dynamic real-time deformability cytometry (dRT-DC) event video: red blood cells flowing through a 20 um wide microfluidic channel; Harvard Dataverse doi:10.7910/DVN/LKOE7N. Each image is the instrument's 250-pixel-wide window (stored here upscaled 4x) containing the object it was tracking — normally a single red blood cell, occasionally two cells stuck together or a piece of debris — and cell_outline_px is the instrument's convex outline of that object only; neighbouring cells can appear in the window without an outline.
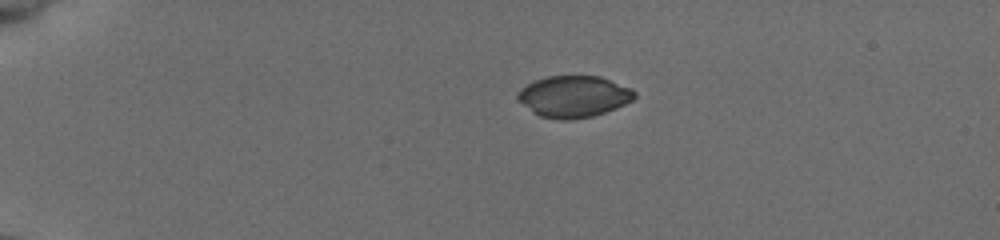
{"species": "common noctule bat (a hibernating species)", "species_latin": "Nyctalus noctula", "temperature_condition": "cold", "stored_images_in_passage": 42, "camera_frame_rate_fps": 3000, "um_per_image_px": 0.085, "animal": {"sex": "female", "body_mass_g": 19.5, "forearm_length_mm": 54.1}, "frame": {"image": 1, "passage_image": 1, "time_ms": 0.0, "image_size_px": [1000, 240], "cell_outline_px": [[636, 96], [632, 100], [616, 108], [592, 116], [568, 120], [560, 120], [540, 116], [532, 112], [516, 100], [516, 92], [520, 88], [536, 80], [548, 76], [600, 76], [632, 88], [636, 92]], "centroid_in_image_um": [48.74, 8.2], "position_along_channel_um": 36.3, "area_um2": 28.38}}
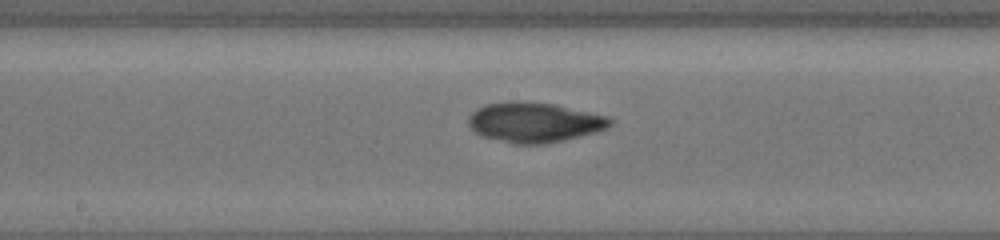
{"frame": {"image": 2, "passage_image": 19, "time_ms": 6.0, "image_size_px": [1000, 240], "cell_outline_px": [[612, 124], [608, 128], [596, 132], [544, 144], [516, 144], [484, 136], [476, 132], [468, 124], [468, 116], [472, 112], [484, 104], [512, 100], [516, 100], [552, 104], [608, 116], [612, 120]], "centroid_in_image_um": [45.41, 10.38], "position_along_channel_um": 202.8, "area_um2": 32.77}}
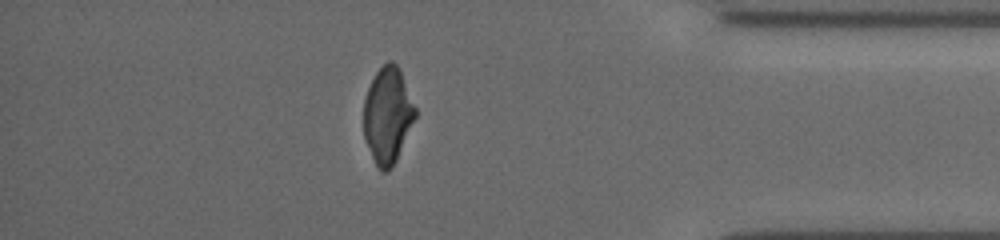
{"frame": {"image": 3, "passage_image": 36, "time_ms": 11.667, "image_size_px": [1000, 240], "cell_outline_px": [[416, 116], [396, 160], [388, 172], [380, 172], [364, 140], [364, 100], [368, 88], [376, 72], [388, 60], [392, 60], [396, 64], [400, 72], [416, 108]], "centroid_in_image_um": [32.94, 9.82], "position_along_channel_um": 402.3, "area_um2": 28.55}}